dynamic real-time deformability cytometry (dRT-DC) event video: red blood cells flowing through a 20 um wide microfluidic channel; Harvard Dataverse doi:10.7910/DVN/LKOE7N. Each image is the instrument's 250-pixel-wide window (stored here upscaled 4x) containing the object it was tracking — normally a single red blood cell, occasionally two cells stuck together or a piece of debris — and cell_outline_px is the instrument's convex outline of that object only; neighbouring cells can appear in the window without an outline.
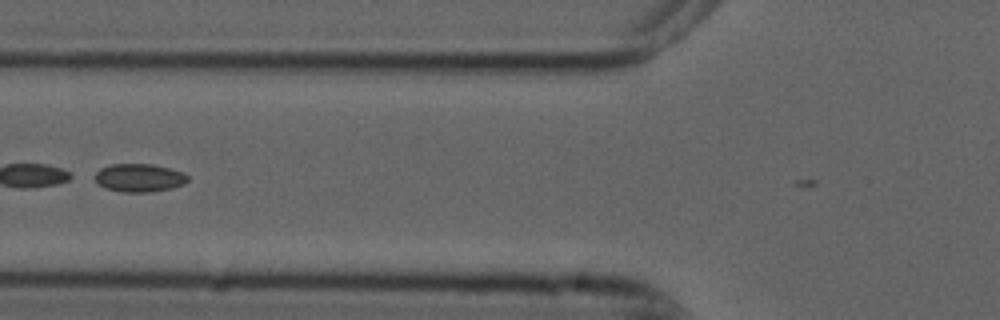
{"species": "common noctule bat (a hibernating species)", "species_latin": "Nyctalus noctula", "temperature_condition": "cold", "stored_images_in_passage": 3, "camera_frame_rate_fps": 3000, "um_per_image_px": 0.085, "animal": {"sex": "male", "forearm_length_mm": 52.5}, "frame": {"image": 1, "passage_image": 2, "time_ms": 0.333, "image_size_px": [1000, 320], "cell_outline_px": [[188, 180], [184, 184], [172, 188], [148, 192], [124, 192], [104, 188], [96, 180], [96, 172], [100, 168], [108, 164], [152, 164], [184, 172], [188, 176]], "centroid_in_image_um": [11.85, 15.11], "position_along_channel_um": 114.0, "area_um2": 15.2}}